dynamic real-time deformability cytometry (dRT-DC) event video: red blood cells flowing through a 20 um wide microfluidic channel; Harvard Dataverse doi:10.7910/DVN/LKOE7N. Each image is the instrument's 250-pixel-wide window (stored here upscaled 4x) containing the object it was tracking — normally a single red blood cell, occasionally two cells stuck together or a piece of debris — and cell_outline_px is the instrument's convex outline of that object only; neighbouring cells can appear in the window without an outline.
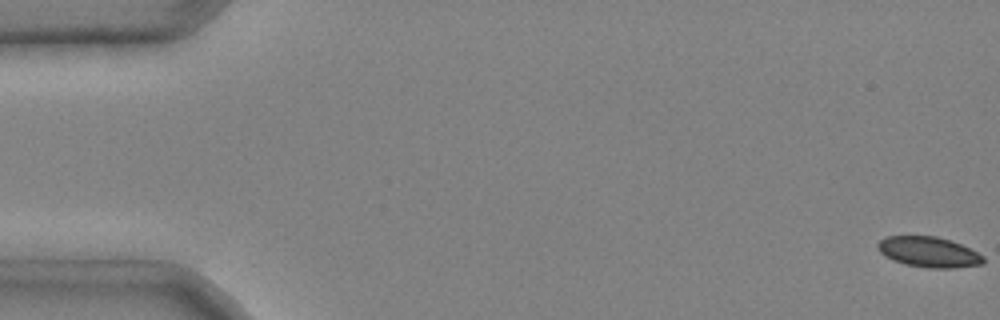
{"species": "common noctule bat (a hibernating species)", "species_latin": "Nyctalus noctula", "temperature_condition": "cold", "stored_images_in_passage": 5, "camera_frame_rate_fps": 3000, "um_per_image_px": 0.085, "animal": {"sex": "male", "body_mass_g": 20.4}, "frame": {"image": 1, "passage_image": 1, "time_ms": 0.0, "image_size_px": [1000, 320], "cell_outline_px": [[984, 264], [956, 268], [928, 268], [904, 264], [892, 260], [884, 256], [876, 248], [876, 244], [884, 236], [936, 236], [960, 244], [984, 256]], "centroid_in_image_um": [78.9, 21.43], "position_along_channel_um": 6.1, "area_um2": 18.84}}